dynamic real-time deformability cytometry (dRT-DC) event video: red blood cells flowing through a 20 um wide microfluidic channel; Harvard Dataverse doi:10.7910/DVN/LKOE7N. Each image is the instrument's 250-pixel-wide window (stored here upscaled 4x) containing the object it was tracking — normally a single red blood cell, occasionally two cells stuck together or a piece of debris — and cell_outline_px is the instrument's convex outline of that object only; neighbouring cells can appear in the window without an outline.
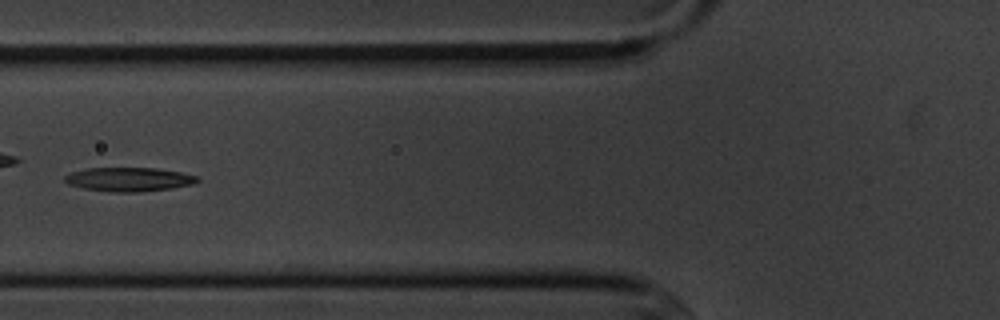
{"species": "common noctule bat (a hibernating species)", "species_latin": "Nyctalus noctula", "temperature_condition": "cold", "stored_images_in_passage": 7, "camera_frame_rate_fps": 3000, "um_per_image_px": 0.085, "animal": {"sex": "male", "body_mass_g": 20.1, "forearm_length_mm": 53.5}, "frame": {"image": 1, "passage_image": 7, "time_ms": 7.0, "image_size_px": [1000, 320], "cell_outline_px": [[200, 180], [192, 184], [172, 188], [140, 192], [108, 192], [84, 188], [68, 184], [64, 180], [64, 176], [72, 172], [88, 168], [156, 168], [180, 172], [196, 176]], "centroid_in_image_um": [10.94, 15.25], "position_along_channel_um": 114.9, "area_um2": 18.44}}